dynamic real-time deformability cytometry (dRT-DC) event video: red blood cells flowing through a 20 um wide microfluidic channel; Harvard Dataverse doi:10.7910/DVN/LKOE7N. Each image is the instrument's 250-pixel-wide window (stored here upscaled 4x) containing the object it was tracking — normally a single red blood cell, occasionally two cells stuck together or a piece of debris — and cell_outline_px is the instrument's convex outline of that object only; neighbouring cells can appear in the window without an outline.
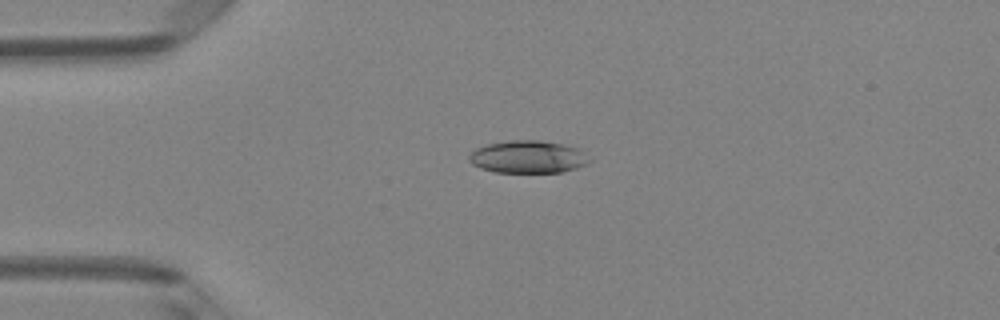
{"species": "Egyptian fruit bat (a non-hibernating species)", "species_latin": "Rousettus aegyptiacus", "temperature_condition": "room temperature", "stored_images_in_passage": 4, "camera_frame_rate_fps": 3000, "um_per_image_px": 0.085, "animal": {"sex": "female"}, "frame": {"image": 1, "passage_image": 2, "time_ms": 0.333, "image_size_px": [1000, 320], "cell_outline_px": [[592, 160], [588, 164], [576, 168], [560, 172], [496, 172], [480, 168], [472, 164], [468, 160], [468, 156], [476, 148], [488, 144], [512, 140], [540, 140], [564, 144], [580, 148]], "centroid_in_image_um": [44.91, 13.33], "position_along_channel_um": 40.1, "area_um2": 22.95}}
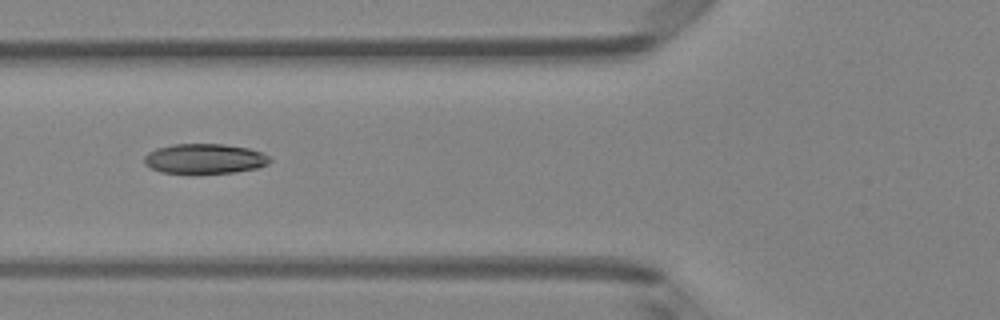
{"frame": {"image": 2, "passage_image": 4, "time_ms": 1.0, "image_size_px": [1000, 320], "cell_outline_px": [[272, 160], [268, 164], [260, 168], [236, 172], [160, 172], [144, 164], [144, 156], [148, 152], [156, 148], [172, 144], [224, 144], [248, 148], [260, 152], [268, 156]], "centroid_in_image_um": [17.4, 13.47], "position_along_channel_um": 108.4, "area_um2": 21.73}}